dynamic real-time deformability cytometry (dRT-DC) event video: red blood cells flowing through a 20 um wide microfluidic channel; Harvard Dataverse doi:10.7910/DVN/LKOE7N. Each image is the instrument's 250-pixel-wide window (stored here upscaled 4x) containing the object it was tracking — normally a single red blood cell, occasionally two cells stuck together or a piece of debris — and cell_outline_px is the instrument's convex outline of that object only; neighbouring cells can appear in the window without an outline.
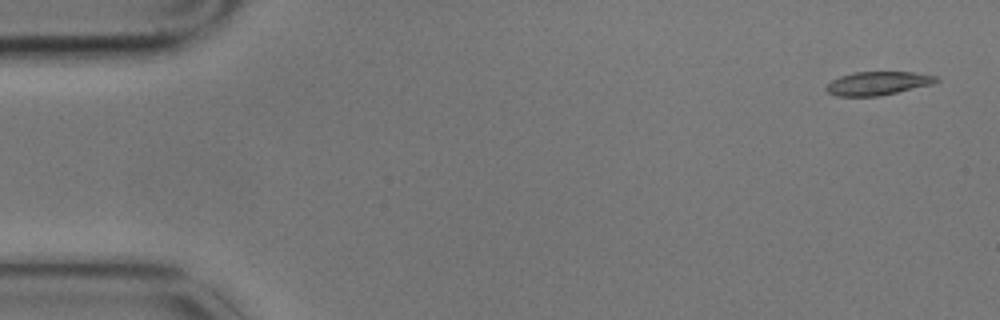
{"species": "common noctule bat (a hibernating species)", "species_latin": "Nyctalus noctula", "temperature_condition": "cold", "stored_images_in_passage": 4, "camera_frame_rate_fps": 3000, "um_per_image_px": 0.085, "animal": {"sex": "male", "body_mass_g": 17.9}, "frame": {"image": 1, "passage_image": 1, "time_ms": 0.0, "image_size_px": [1000, 320], "cell_outline_px": [[940, 80], [932, 84], [880, 96], [836, 96], [828, 92], [824, 88], [832, 80], [840, 76], [856, 72], [912, 72], [940, 76]], "centroid_in_image_um": [74.64, 7.08], "position_along_channel_um": 10.4, "area_um2": 15.09}}